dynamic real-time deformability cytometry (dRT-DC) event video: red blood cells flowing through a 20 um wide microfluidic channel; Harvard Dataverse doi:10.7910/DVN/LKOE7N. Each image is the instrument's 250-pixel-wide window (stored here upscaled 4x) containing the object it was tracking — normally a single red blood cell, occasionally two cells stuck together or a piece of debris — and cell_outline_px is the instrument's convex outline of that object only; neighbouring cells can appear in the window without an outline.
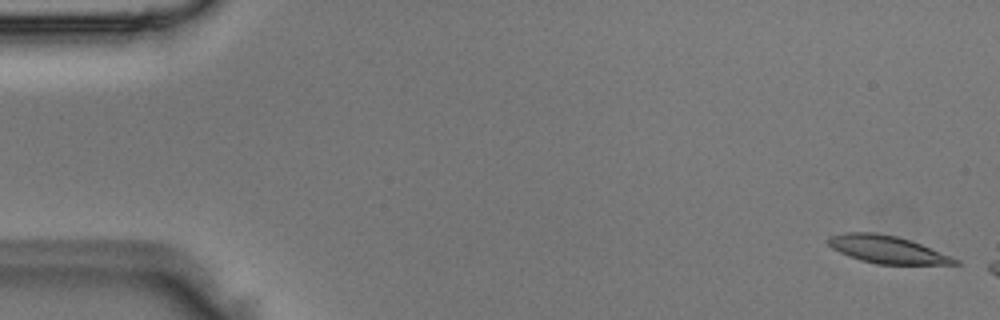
{"species": "Egyptian fruit bat (a non-hibernating species)", "species_latin": "Rousettus aegyptiacus", "temperature_condition": "room temperature", "stored_images_in_passage": 3, "camera_frame_rate_fps": 3000, "um_per_image_px": 0.085, "animal": {"sex": "male"}, "frame": {"image": 1, "passage_image": 1, "time_ms": 0.0, "image_size_px": [1000, 320], "cell_outline_px": [[960, 264], [876, 264], [860, 260], [848, 256], [832, 248], [824, 240], [828, 236], [844, 232], [876, 232], [896, 236], [920, 244], [952, 256], [960, 260]], "centroid_in_image_um": [75.35, 21.2], "position_along_channel_um": 9.6, "area_um2": 20.4}}